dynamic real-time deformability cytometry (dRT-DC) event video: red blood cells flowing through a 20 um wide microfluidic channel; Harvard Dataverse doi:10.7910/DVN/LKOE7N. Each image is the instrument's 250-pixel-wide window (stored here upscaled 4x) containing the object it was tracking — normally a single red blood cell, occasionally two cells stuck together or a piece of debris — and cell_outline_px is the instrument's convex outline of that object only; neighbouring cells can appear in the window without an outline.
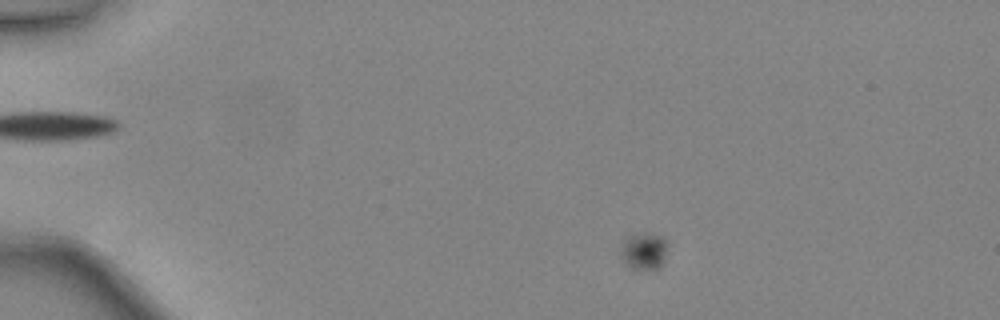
{"species": "common noctule bat (a hibernating species)", "species_latin": "Nyctalus noctula", "temperature_condition": "warm", "stored_images_in_passage": 43, "camera_frame_rate_fps": 3000, "um_per_image_px": 0.085, "animal": {"sex": "female", "body_mass_g": 24.6, "forearm_length_mm": 56.2}, "frame": {"image": 1, "passage_image": 2, "time_ms": 0.333, "image_size_px": [1000, 320], "cell_outline_px": [[668, 244], [664, 264], [660, 268], [632, 268], [624, 260], [620, 252], [624, 236], [640, 232], [652, 232], [664, 236], [668, 240]], "centroid_in_image_um": [54.79, 21.25], "position_along_channel_um": 30.2, "area_um2": 10.52}}
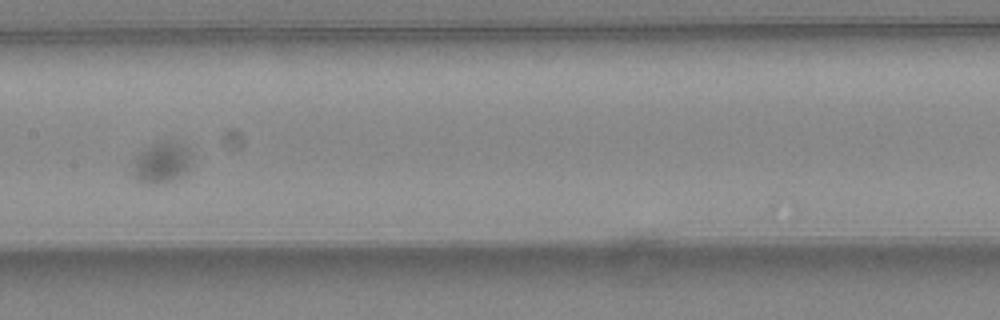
{"frame": {"image": 2, "passage_image": 20, "time_ms": 6.333, "image_size_px": [1000, 320], "cell_outline_px": [[192, 156], [188, 172], [172, 180], [160, 184], [148, 184], [136, 180], [136, 160], [140, 152], [164, 140], [168, 140], [188, 148], [192, 152]], "centroid_in_image_um": [13.84, 13.84], "position_along_channel_um": 193.6, "area_um2": 13.58}}
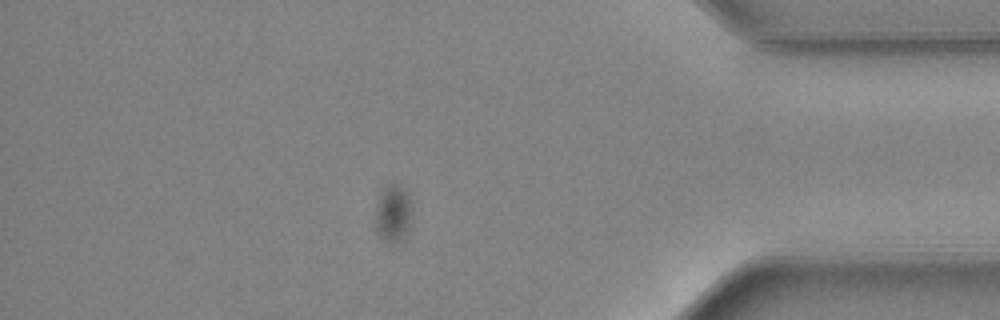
{"frame": {"image": 3, "passage_image": 37, "time_ms": 12.0, "image_size_px": [1000, 320], "cell_outline_px": [[412, 220], [404, 240], [396, 244], [388, 244], [376, 232], [376, 208], [380, 192], [392, 180], [396, 180], [408, 192], [412, 204]], "centroid_in_image_um": [33.46, 18.12], "position_along_channel_um": 401.7, "area_um2": 13.06}}